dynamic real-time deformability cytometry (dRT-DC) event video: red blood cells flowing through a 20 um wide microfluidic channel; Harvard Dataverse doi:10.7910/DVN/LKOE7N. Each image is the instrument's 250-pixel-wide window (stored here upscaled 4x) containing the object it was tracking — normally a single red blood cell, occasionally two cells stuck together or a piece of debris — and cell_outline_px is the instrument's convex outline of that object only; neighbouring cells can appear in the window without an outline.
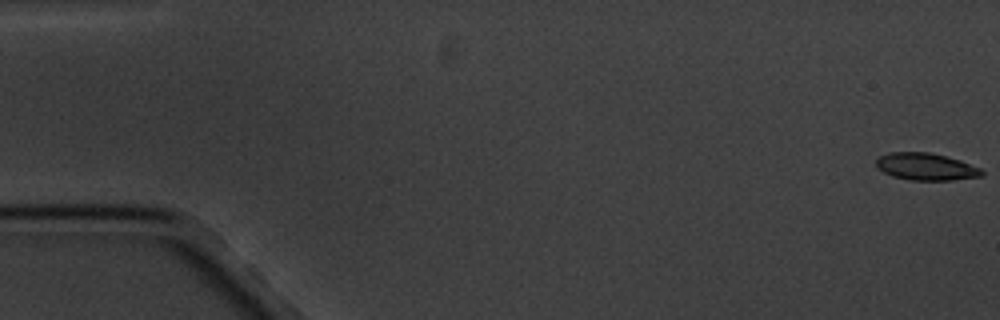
{"species": "common noctule bat (a hibernating species)", "species_latin": "Nyctalus noctula", "temperature_condition": "cold", "stored_images_in_passage": 8, "camera_frame_rate_fps": 3000, "um_per_image_px": 0.085, "animal": {"sex": "male", "body_mass_g": 20.1, "forearm_length_mm": 53.5}, "frame": {"image": 1, "passage_image": 1, "time_ms": 0.0, "image_size_px": [1000, 320], "cell_outline_px": [[984, 176], [952, 180], [912, 180], [892, 176], [876, 168], [876, 160], [880, 156], [888, 152], [928, 152], [960, 160], [980, 168], [984, 172]], "centroid_in_image_um": [78.7, 14.17], "position_along_channel_um": 6.3, "area_um2": 16.7}}
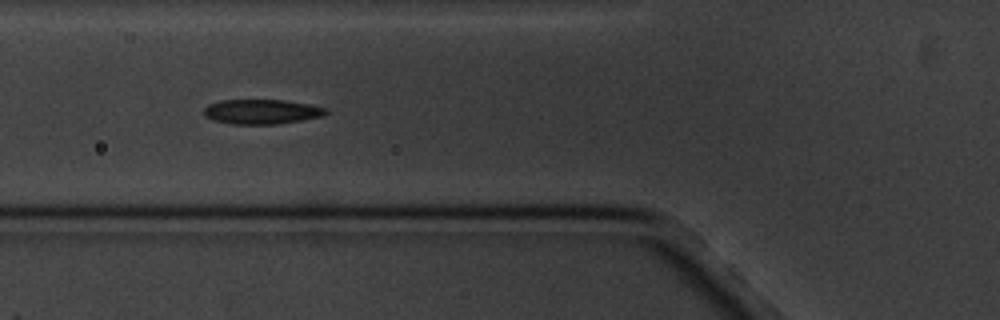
{"frame": {"image": 2, "passage_image": 7, "time_ms": 7.0, "image_size_px": [1000, 320], "cell_outline_px": [[328, 112], [324, 116], [276, 124], [232, 124], [212, 120], [204, 112], [204, 108], [208, 104], [220, 100], [284, 100], [308, 104], [328, 108]], "centroid_in_image_um": [22.26, 9.49], "position_along_channel_um": 103.5, "area_um2": 17.51}}
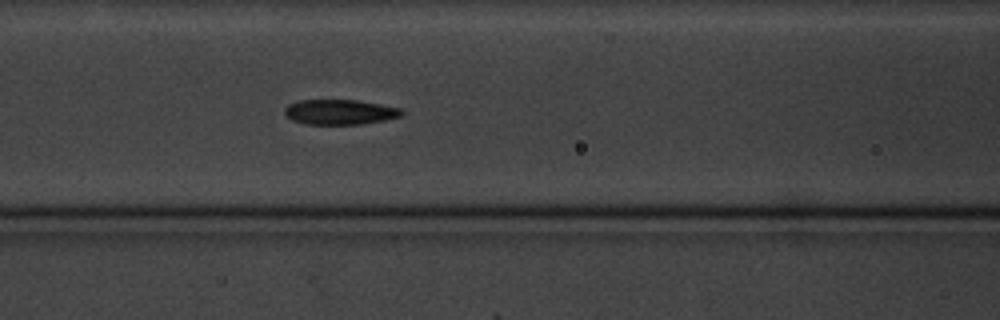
{"frame": {"image": 3, "passage_image": 8, "time_ms": 8.0, "image_size_px": [1000, 320], "cell_outline_px": [[404, 112], [400, 116], [384, 120], [364, 124], [304, 124], [292, 120], [284, 112], [284, 108], [288, 104], [300, 100], [356, 100], [380, 104], [400, 108]], "centroid_in_image_um": [28.87, 9.52], "position_along_channel_um": 137.7, "area_um2": 17.05}}